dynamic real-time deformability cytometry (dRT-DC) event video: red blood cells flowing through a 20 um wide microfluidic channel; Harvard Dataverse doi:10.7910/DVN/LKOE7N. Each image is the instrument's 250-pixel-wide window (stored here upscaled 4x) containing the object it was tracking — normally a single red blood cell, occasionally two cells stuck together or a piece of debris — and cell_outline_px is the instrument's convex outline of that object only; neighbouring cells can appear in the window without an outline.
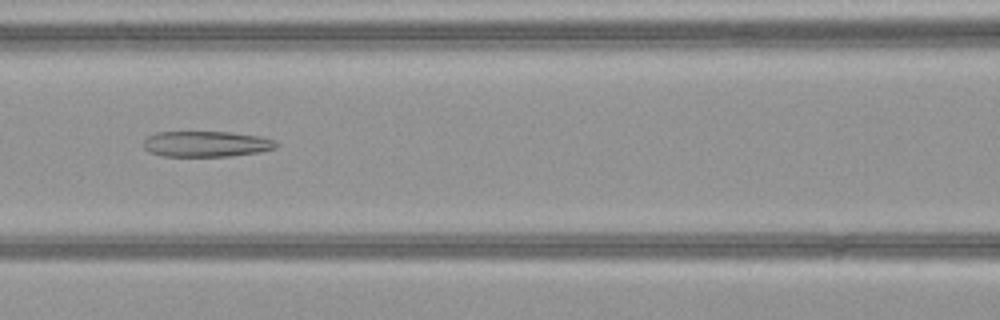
{"species": "common noctule bat (a hibernating species)", "species_latin": "Nyctalus noctula", "temperature_condition": "warm", "stored_images_in_passage": 51, "camera_frame_rate_fps": 3000, "um_per_image_px": 0.085, "animal": {"sex": "female", "body_mass_g": 21.9}, "frame": {"image": 1, "passage_image": 24, "time_ms": 7.667, "image_size_px": [1000, 320], "cell_outline_px": [[276, 148], [260, 152], [228, 156], [160, 156], [148, 152], [144, 148], [144, 140], [148, 136], [156, 132], [232, 132], [260, 136], [276, 140]], "centroid_in_image_um": [17.52, 12.23], "position_along_channel_um": 149.1, "area_um2": 20.0}}
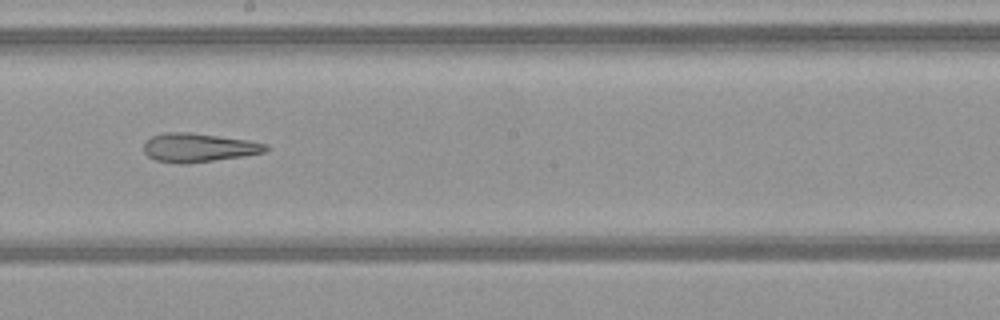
{"frame": {"image": 2, "passage_image": 30, "time_ms": 9.667, "image_size_px": [1000, 320], "cell_outline_px": [[268, 148], [264, 152], [244, 156], [188, 164], [180, 164], [156, 160], [148, 156], [144, 152], [144, 144], [152, 136], [164, 132], [192, 132], [248, 140], [268, 144]], "centroid_in_image_um": [16.88, 12.55], "position_along_channel_um": 231.3, "area_um2": 20.52}}
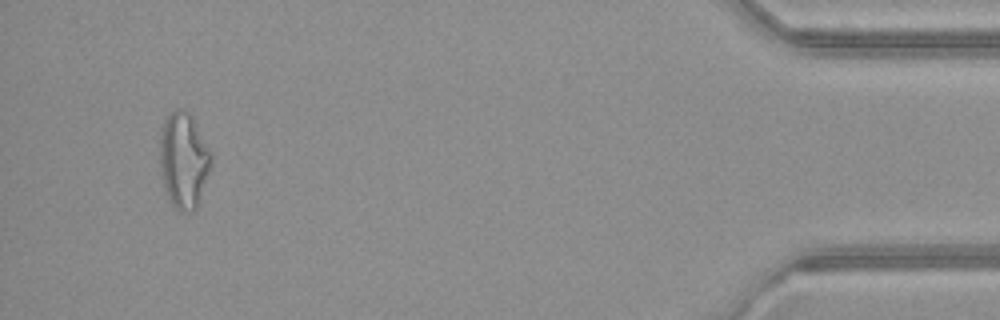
{"frame": {"image": 3, "passage_image": 49, "time_ms": 16.0, "image_size_px": [1000, 320], "cell_outline_px": [[212, 168], [200, 204], [192, 212], [180, 212], [172, 204], [168, 196], [164, 184], [160, 164], [160, 132], [164, 120], [176, 108], [184, 108], [192, 116], [212, 156]], "centroid_in_image_um": [15.64, 13.66], "position_along_channel_um": 419.6, "area_um2": 28.96}, "authors_computed_cell_mechanics": {"area_um2": 25.3164, "velocity_mm_per_s": 4.1103, "shape_relaxation_time_tau1_ms": null, "shape_relaxation_time_tau2_ms": 4.1949, "deformation_change_tau1": null, "deformation_change_tau2": 0.176}}